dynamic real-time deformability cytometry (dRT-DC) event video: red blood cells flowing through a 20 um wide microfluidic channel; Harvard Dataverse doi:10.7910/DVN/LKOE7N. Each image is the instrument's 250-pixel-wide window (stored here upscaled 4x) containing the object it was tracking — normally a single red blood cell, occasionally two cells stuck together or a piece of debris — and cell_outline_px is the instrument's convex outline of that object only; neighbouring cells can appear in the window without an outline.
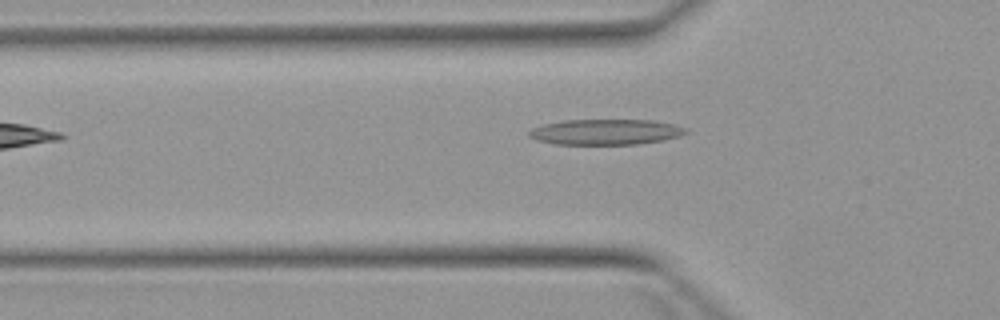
{"species": "Egyptian fruit bat (a non-hibernating species)", "species_latin": "Rousettus aegyptiacus", "temperature_condition": "warm", "stored_images_in_passage": 3, "camera_frame_rate_fps": 3000, "um_per_image_px": 0.085, "animal": {"sex": "female"}, "frame": {"image": 1, "passage_image": 2, "time_ms": 1.333, "image_size_px": [1000, 320], "cell_outline_px": [[688, 132], [680, 136], [664, 140], [636, 144], [552, 144], [536, 140], [528, 136], [528, 132], [532, 128], [544, 124], [564, 120], [656, 120], [688, 128]], "centroid_in_image_um": [51.48, 11.21], "position_along_channel_um": 74.3, "area_um2": 23.47}}
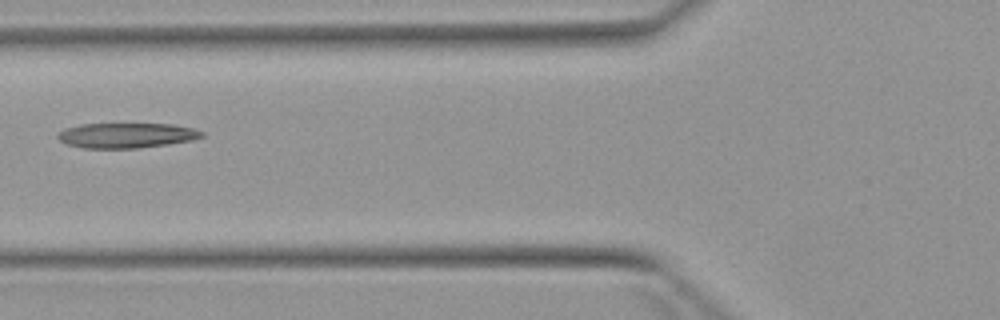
{"frame": {"image": 2, "passage_image": 3, "time_ms": 2.333, "image_size_px": [1000, 320], "cell_outline_px": [[204, 136], [192, 140], [168, 144], [136, 148], [84, 148], [68, 144], [60, 140], [56, 136], [64, 128], [80, 124], [172, 124], [192, 128], [204, 132]], "centroid_in_image_um": [10.75, 11.5], "position_along_channel_um": 115.0, "area_um2": 20.92}}